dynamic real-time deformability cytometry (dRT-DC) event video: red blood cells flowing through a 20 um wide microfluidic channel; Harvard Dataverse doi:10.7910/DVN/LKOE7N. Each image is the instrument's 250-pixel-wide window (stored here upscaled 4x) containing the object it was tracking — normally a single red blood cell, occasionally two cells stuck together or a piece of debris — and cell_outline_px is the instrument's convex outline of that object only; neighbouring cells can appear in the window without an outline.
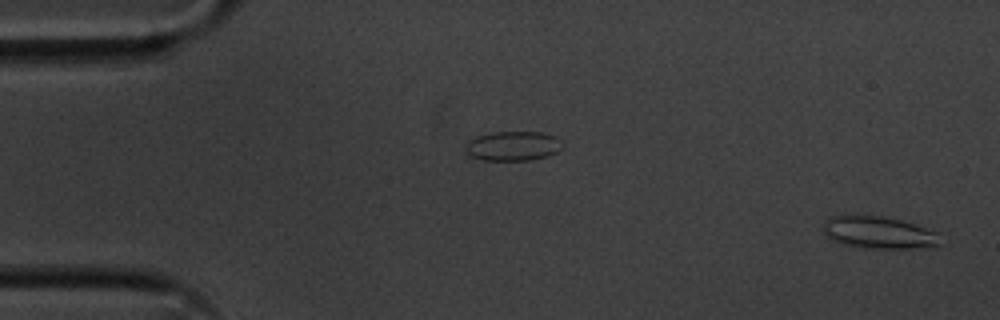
{"species": "common noctule bat (a hibernating species)", "species_latin": "Nyctalus noctula", "temperature_condition": "cold", "stored_images_in_passage": 54, "camera_frame_rate_fps": 3000, "um_per_image_px": 0.085, "animal": {"sex": "male", "body_mass_g": 20.1, "forearm_length_mm": 53.5}, "frame": {"image": 1, "passage_image": 1, "time_ms": 0.0, "image_size_px": [1000, 320], "cell_outline_px": [[940, 244], [936, 248], [864, 248], [832, 240], [824, 236], [824, 220], [832, 216], [884, 216], [916, 224], [936, 232]], "centroid_in_image_um": [74.72, 19.78], "position_along_channel_um": 10.3, "area_um2": 21.85}}
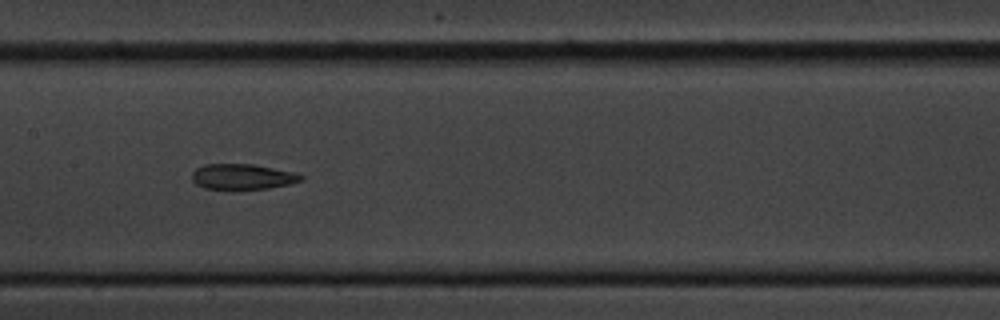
{"frame": {"image": 2, "passage_image": 26, "time_ms": 8.333, "image_size_px": [1000, 320], "cell_outline_px": [[304, 180], [288, 184], [268, 188], [240, 192], [232, 192], [204, 188], [196, 184], [192, 180], [192, 172], [196, 168], [204, 164], [252, 164], [292, 172], [304, 176]], "centroid_in_image_um": [20.55, 15.07], "position_along_channel_um": 186.8, "area_um2": 16.88}}
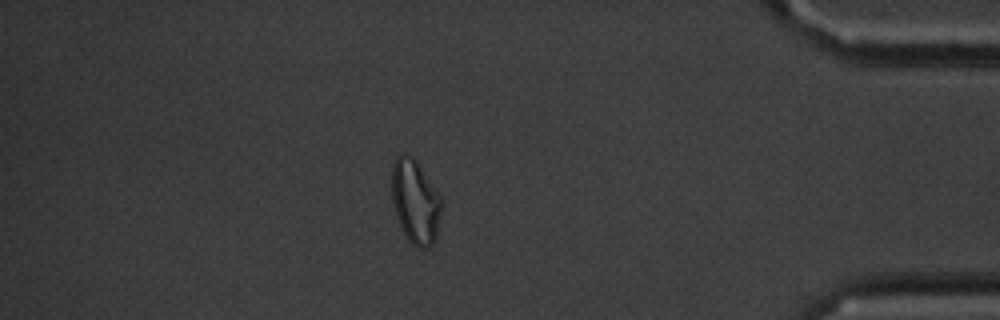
{"frame": {"image": 3, "passage_image": 47, "time_ms": 15.333, "image_size_px": [1000, 320], "cell_outline_px": [[444, 204], [436, 240], [428, 248], [420, 248], [412, 244], [408, 240], [396, 216], [392, 200], [392, 164], [396, 156], [404, 152], [412, 156], [416, 160], [440, 196]], "centroid_in_image_um": [35.32, 17.14], "position_along_channel_um": 399.9, "area_um2": 24.62}, "authors_computed_cell_mechanics": {"area_um2": 18.785, "velocity_mm_per_s": 3.5916, "shape_relaxation_time_tau1_ms": null, "shape_relaxation_time_tau2_ms": 4.0563, "deformation_change_tau1": null, "deformation_change_tau2": 0.1028}}